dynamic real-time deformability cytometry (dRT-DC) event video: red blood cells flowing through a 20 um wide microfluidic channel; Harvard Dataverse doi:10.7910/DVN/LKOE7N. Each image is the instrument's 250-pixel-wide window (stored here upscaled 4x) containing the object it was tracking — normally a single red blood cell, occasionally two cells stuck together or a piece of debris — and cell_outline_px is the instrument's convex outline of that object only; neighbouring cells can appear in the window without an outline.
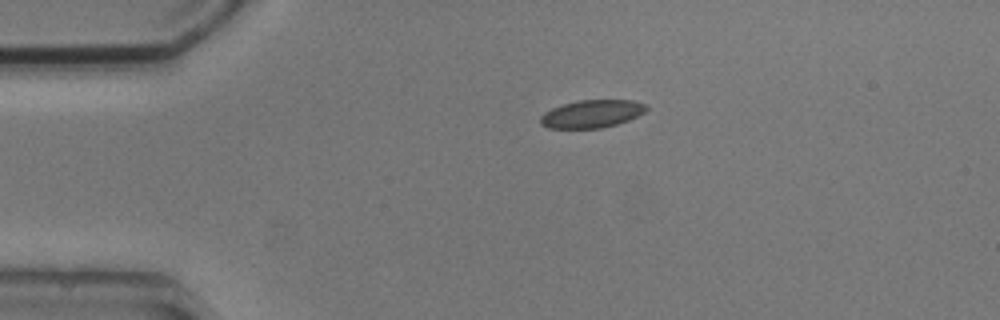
{"species": "common noctule bat (a hibernating species)", "species_latin": "Nyctalus noctula", "temperature_condition": "cold", "stored_images_in_passage": 2, "camera_frame_rate_fps": 3000, "um_per_image_px": 0.085, "animal": {"sex": "male", "body_mass_g": 20.5, "forearm_length_mm": 52.5}, "frame": {"image": 1, "passage_image": 1, "time_ms": 0.0, "image_size_px": [1000, 320], "cell_outline_px": [[648, 108], [644, 112], [628, 120], [616, 124], [600, 128], [548, 128], [540, 124], [540, 116], [544, 112], [552, 108], [564, 104], [580, 100], [632, 100], [648, 104]], "centroid_in_image_um": [50.3, 9.67], "position_along_channel_um": 34.7, "area_um2": 17.11}}